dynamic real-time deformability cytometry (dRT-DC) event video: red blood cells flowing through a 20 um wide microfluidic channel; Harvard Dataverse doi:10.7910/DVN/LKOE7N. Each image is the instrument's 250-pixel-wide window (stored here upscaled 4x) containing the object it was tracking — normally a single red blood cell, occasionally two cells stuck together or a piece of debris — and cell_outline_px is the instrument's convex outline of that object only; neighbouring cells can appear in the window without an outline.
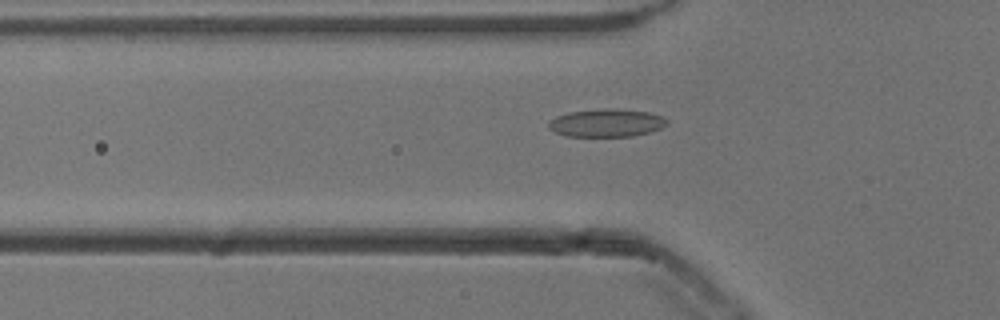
{"species": "common noctule bat (a hibernating species)", "species_latin": "Nyctalus noctula", "temperature_condition": "cold", "stored_images_in_passage": 39, "camera_frame_rate_fps": 3000, "um_per_image_px": 0.085, "animal": {"sex": "male", "body_mass_g": 13.3}, "frame": {"image": 1, "passage_image": 6, "time_ms": 1.667, "image_size_px": [1000, 320], "cell_outline_px": [[668, 124], [660, 128], [648, 132], [632, 136], [568, 136], [556, 132], [548, 128], [548, 124], [556, 116], [568, 112], [604, 108], [616, 108], [648, 112], [664, 116], [668, 120]], "centroid_in_image_um": [51.58, 10.43], "position_along_channel_um": 74.2, "area_um2": 19.25}}
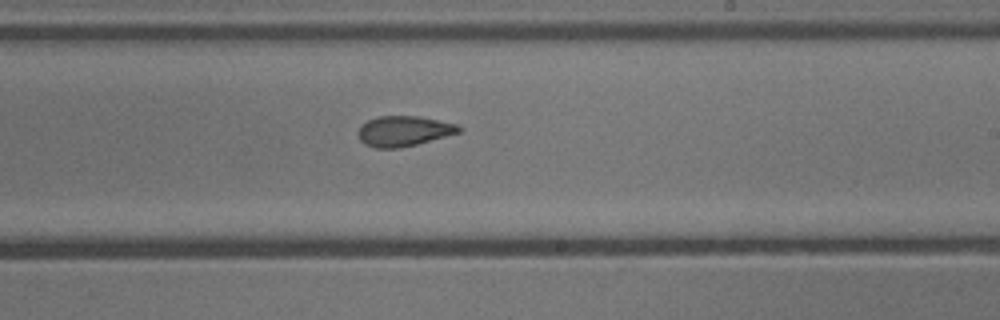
{"frame": {"image": 2, "passage_image": 20, "time_ms": 6.333, "image_size_px": [1000, 320], "cell_outline_px": [[464, 128], [460, 132], [416, 144], [400, 148], [376, 148], [364, 144], [360, 140], [356, 132], [360, 124], [368, 120], [380, 116], [416, 116], [456, 124]], "centroid_in_image_um": [34.26, 11.14], "position_along_channel_um": 254.7, "area_um2": 17.74}}
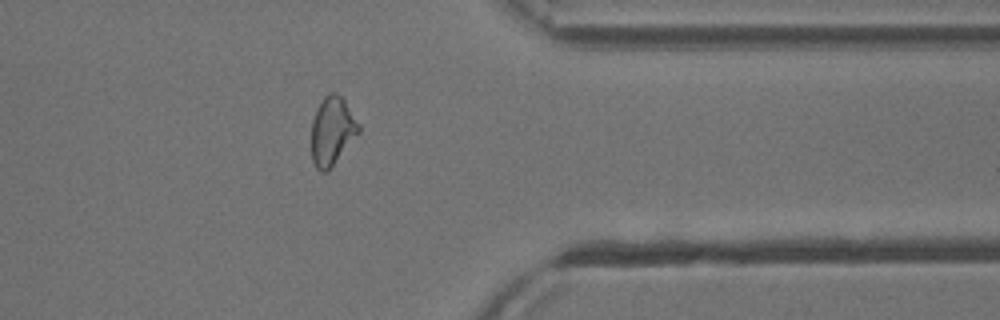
{"frame": {"image": 3, "passage_image": 31, "time_ms": 10.0, "image_size_px": [1000, 320], "cell_outline_px": [[360, 132], [332, 164], [324, 172], [320, 172], [316, 168], [312, 160], [312, 120], [316, 108], [324, 96], [328, 92], [336, 92], [344, 100], [360, 124]], "centroid_in_image_um": [28.22, 11.08], "position_along_channel_um": 383.2, "area_um2": 18.55}}